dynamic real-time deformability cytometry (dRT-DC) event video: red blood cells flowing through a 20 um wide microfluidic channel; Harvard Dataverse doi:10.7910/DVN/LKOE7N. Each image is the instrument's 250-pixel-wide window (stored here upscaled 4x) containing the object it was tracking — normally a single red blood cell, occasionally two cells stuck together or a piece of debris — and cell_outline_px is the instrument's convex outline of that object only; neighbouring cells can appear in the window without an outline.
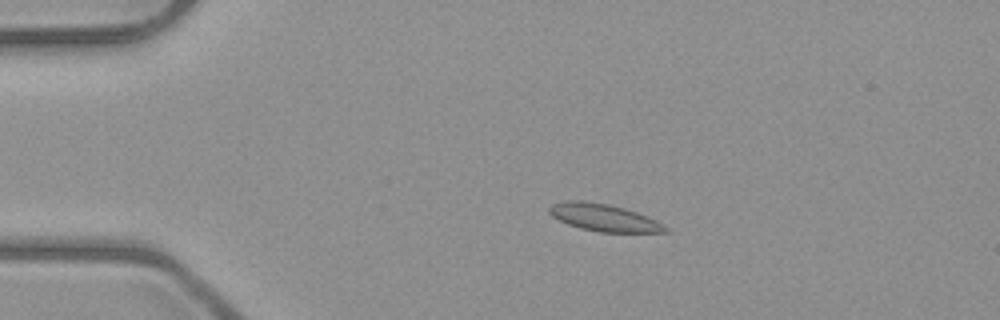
{"species": "common noctule bat (a hibernating species)", "species_latin": "Nyctalus noctula", "temperature_condition": "room temperature", "stored_images_in_passage": 4, "camera_frame_rate_fps": 3000, "um_per_image_px": 0.085, "animal": {"sex": "male", "body_mass_g": 23.1, "forearm_length_mm": 52.7}, "frame": {"image": 1, "passage_image": 3, "time_ms": 2.333, "image_size_px": [1000, 320], "cell_outline_px": [[672, 232], [600, 232], [580, 228], [568, 224], [552, 216], [548, 212], [548, 208], [552, 204], [564, 200], [584, 200], [608, 204], [624, 208], [636, 212], [656, 220], [672, 228]], "centroid_in_image_um": [51.36, 18.49], "position_along_channel_um": 33.6, "area_um2": 18.61}}